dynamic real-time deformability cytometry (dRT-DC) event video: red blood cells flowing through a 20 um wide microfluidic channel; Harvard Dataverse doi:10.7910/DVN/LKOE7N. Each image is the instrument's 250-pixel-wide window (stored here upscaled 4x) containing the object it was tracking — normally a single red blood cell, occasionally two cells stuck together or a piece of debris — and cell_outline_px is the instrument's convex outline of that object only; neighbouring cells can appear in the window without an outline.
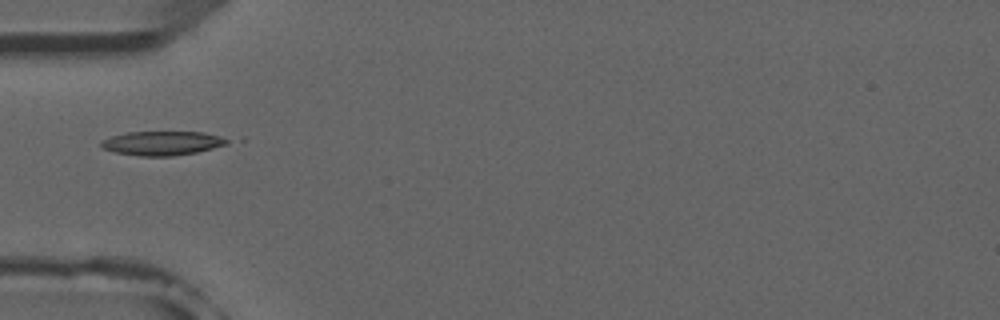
{"species": "common noctule bat (a hibernating species)", "species_latin": "Nyctalus noctula", "temperature_condition": "room temperature", "stored_images_in_passage": 4, "camera_frame_rate_fps": 3000, "um_per_image_px": 0.085, "animal": {"sex": "male", "forearm_length_mm": 52.5}, "frame": {"image": 1, "passage_image": 4, "time_ms": 4.333, "image_size_px": [1000, 320], "cell_outline_px": [[228, 144], [196, 152], [172, 156], [140, 156], [116, 152], [104, 148], [100, 144], [100, 140], [112, 136], [128, 132], [204, 132], [220, 136], [228, 140]], "centroid_in_image_um": [13.78, 12.16], "position_along_channel_um": 71.2, "area_um2": 17.51}}